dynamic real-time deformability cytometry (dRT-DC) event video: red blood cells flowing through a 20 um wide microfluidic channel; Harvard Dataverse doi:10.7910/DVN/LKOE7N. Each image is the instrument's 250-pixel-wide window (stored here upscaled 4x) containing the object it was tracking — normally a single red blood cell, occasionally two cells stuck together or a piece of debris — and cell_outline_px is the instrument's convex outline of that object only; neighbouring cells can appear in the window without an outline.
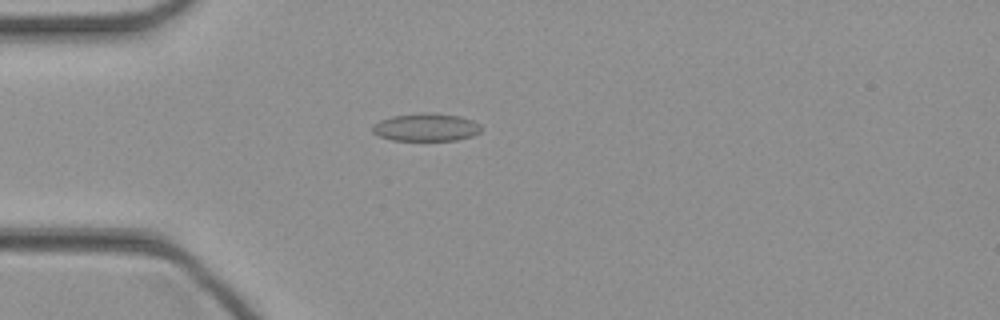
{"species": "common noctule bat (a hibernating species)", "species_latin": "Nyctalus noctula", "temperature_condition": "cold", "stored_images_in_passage": 46, "camera_frame_rate_fps": 3000, "um_per_image_px": 0.085, "animal": {"sex": "female", "body_mass_g": 21.9}, "frame": {"image": 1, "passage_image": 13, "time_ms": 4.0, "image_size_px": [1000, 320], "cell_outline_px": [[480, 132], [472, 136], [456, 140], [392, 140], [380, 136], [372, 132], [372, 124], [380, 120], [392, 116], [420, 112], [424, 112], [460, 116], [472, 120], [480, 124]], "centroid_in_image_um": [36.19, 10.81], "position_along_channel_um": 48.8, "area_um2": 17.63}}
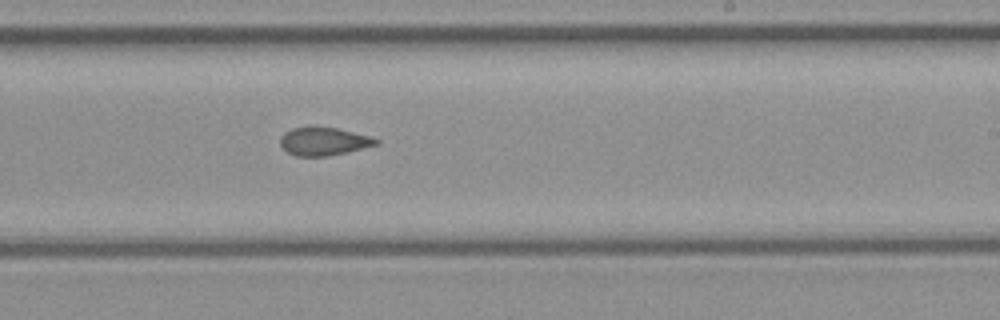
{"frame": {"image": 2, "passage_image": 28, "time_ms": 9.0, "image_size_px": [1000, 320], "cell_outline_px": [[380, 144], [348, 152], [328, 156], [296, 156], [288, 152], [280, 144], [280, 136], [284, 132], [292, 128], [308, 124], [312, 124], [336, 128], [372, 136], [380, 140]], "centroid_in_image_um": [27.52, 11.98], "position_along_channel_um": 261.5, "area_um2": 16.3}}
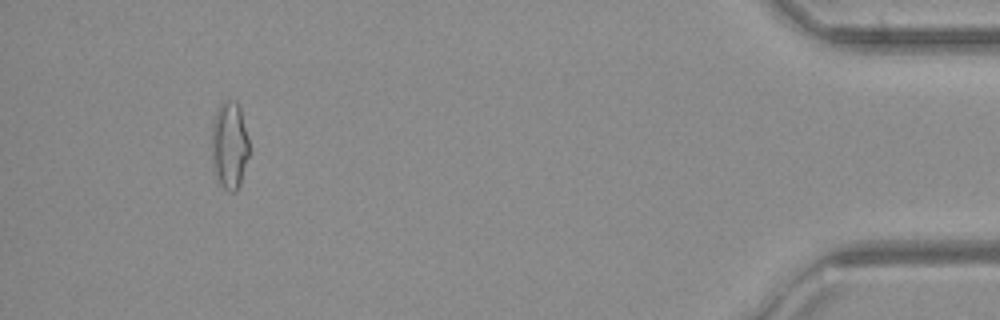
{"frame": {"image": 3, "passage_image": 43, "time_ms": 14.0, "image_size_px": [1000, 320], "cell_outline_px": [[248, 156], [240, 184], [236, 192], [228, 192], [220, 184], [212, 168], [212, 124], [216, 112], [220, 104], [224, 100], [236, 100], [240, 108], [248, 140]], "centroid_in_image_um": [19.49, 12.36], "position_along_channel_um": 415.7, "area_um2": 19.07}}